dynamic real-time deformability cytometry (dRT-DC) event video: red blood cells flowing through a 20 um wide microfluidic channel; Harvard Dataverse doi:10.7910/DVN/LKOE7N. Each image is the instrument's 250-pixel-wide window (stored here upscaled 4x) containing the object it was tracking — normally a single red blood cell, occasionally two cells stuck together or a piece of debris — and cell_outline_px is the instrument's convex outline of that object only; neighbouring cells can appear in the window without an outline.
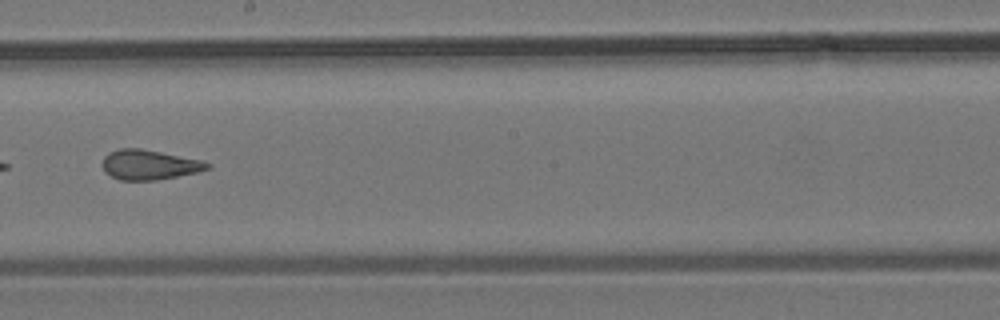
{"species": "common noctule bat (a hibernating species)", "species_latin": "Nyctalus noctula", "temperature_condition": "room temperature", "stored_images_in_passage": 8, "camera_frame_rate_fps": 3000, "um_per_image_px": 0.085, "animal": {"sex": "male", "body_mass_g": 19.2, "forearm_length_mm": 51.8}, "frame": {"image": 1, "passage_image": 7, "time_ms": 8.0, "image_size_px": [1000, 320], "cell_outline_px": [[212, 164], [208, 168], [196, 172], [156, 180], [120, 180], [104, 172], [100, 164], [104, 156], [108, 152], [120, 148], [140, 148], [204, 160]], "centroid_in_image_um": [12.64, 13.99], "position_along_channel_um": 235.6, "area_um2": 18.38}}
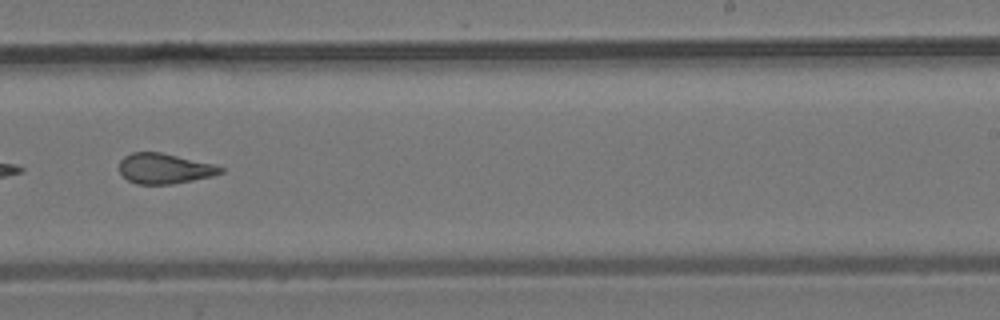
{"frame": {"image": 2, "passage_image": 8, "time_ms": 9.0, "image_size_px": [1000, 320], "cell_outline_px": [[224, 172], [212, 176], [172, 184], [136, 184], [128, 180], [120, 172], [120, 160], [124, 156], [132, 152], [160, 152], [212, 164], [224, 168]], "centroid_in_image_um": [13.96, 14.33], "position_along_channel_um": 275.0, "area_um2": 17.69}}